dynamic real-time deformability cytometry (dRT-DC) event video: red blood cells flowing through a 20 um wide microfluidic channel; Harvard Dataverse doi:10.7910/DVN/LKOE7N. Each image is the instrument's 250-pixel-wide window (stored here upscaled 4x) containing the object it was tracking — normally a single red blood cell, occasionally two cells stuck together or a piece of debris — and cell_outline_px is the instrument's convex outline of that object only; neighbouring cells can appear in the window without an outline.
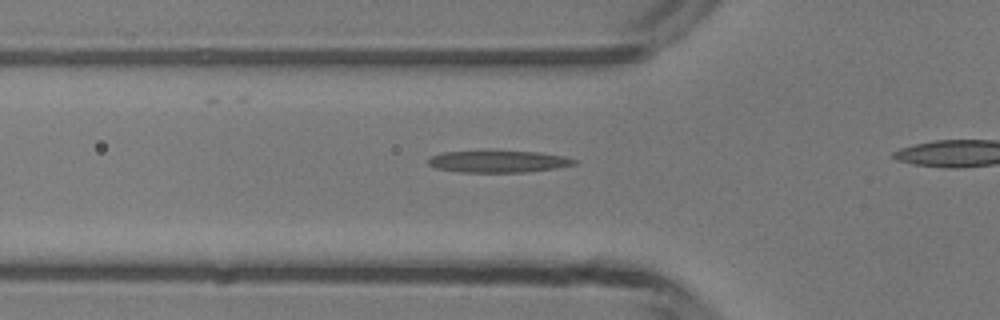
{"species": "common noctule bat (a hibernating species)", "species_latin": "Nyctalus noctula", "temperature_condition": "room temperature", "stored_images_in_passage": 9, "camera_frame_rate_fps": 3000, "um_per_image_px": 0.085, "animal": {"sex": "male", "body_mass_g": 13.3}, "frame": {"image": 1, "passage_image": 4, "time_ms": 1.0, "image_size_px": [1000, 320], "cell_outline_px": [[580, 160], [576, 164], [556, 168], [528, 172], [460, 172], [436, 168], [428, 164], [428, 160], [432, 156], [444, 152], [488, 148], [540, 152], [564, 156]], "centroid_in_image_um": [42.38, 13.68], "position_along_channel_um": 83.4, "area_um2": 19.71}}
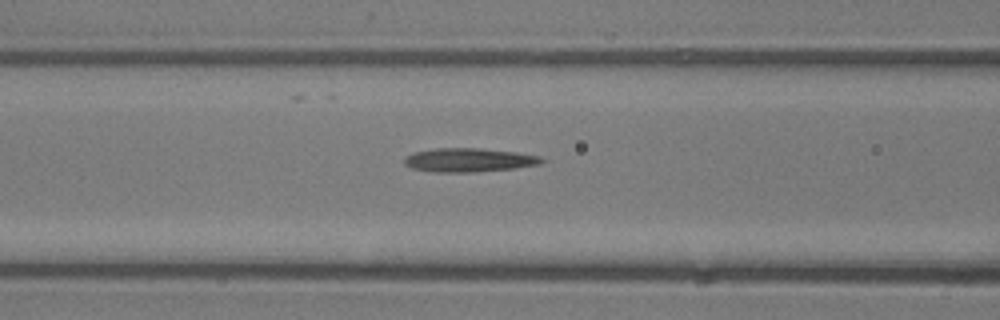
{"frame": {"image": 2, "passage_image": 7, "time_ms": 2.0, "image_size_px": [1000, 320], "cell_outline_px": [[544, 160], [540, 164], [516, 168], [472, 172], [436, 172], [412, 168], [404, 164], [404, 156], [412, 152], [436, 148], [480, 148], [516, 152], [540, 156]], "centroid_in_image_um": [39.83, 13.59], "position_along_channel_um": 126.8, "area_um2": 19.07}}